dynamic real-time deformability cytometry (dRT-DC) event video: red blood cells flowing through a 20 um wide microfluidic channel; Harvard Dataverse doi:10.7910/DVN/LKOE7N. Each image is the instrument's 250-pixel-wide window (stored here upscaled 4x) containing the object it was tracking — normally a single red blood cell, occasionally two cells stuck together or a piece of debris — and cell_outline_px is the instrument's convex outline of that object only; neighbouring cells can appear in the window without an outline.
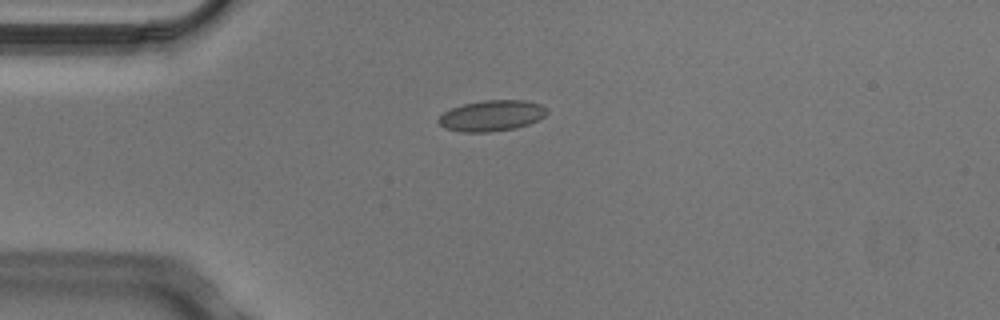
{"species": "Egyptian fruit bat (a non-hibernating species)", "species_latin": "Rousettus aegyptiacus", "temperature_condition": "cold", "stored_images_in_passage": 5, "camera_frame_rate_fps": 3000, "um_per_image_px": 0.085, "animal": {"sex": "male"}, "frame": {"image": 1, "passage_image": 4, "time_ms": 1.0, "image_size_px": [1000, 320], "cell_outline_px": [[548, 112], [540, 120], [516, 128], [488, 132], [460, 132], [444, 128], [436, 120], [444, 112], [452, 108], [464, 104], [484, 100], [524, 100], [540, 104], [548, 108]], "centroid_in_image_um": [41.81, 9.83], "position_along_channel_um": 43.2, "area_um2": 19.59}}
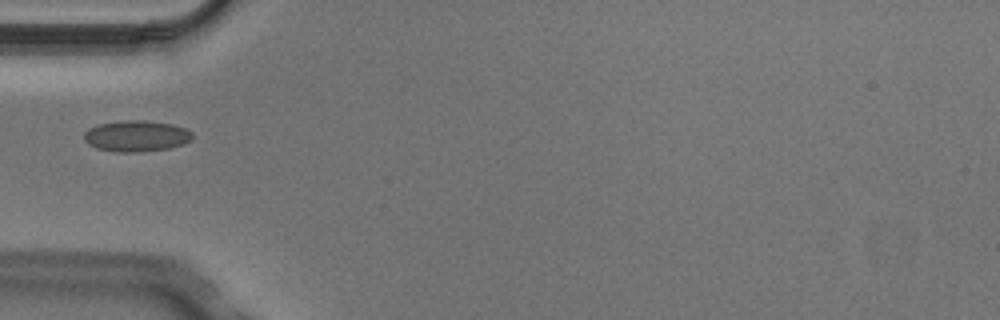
{"frame": {"image": 2, "passage_image": 5, "time_ms": 1.333, "image_size_px": [1000, 320], "cell_outline_px": [[192, 140], [184, 144], [168, 148], [136, 152], [116, 152], [96, 148], [88, 144], [84, 140], [84, 132], [88, 128], [100, 124], [124, 120], [144, 120], [172, 124], [184, 128], [192, 132]], "centroid_in_image_um": [11.58, 11.56], "position_along_channel_um": 73.4, "area_um2": 19.65}}